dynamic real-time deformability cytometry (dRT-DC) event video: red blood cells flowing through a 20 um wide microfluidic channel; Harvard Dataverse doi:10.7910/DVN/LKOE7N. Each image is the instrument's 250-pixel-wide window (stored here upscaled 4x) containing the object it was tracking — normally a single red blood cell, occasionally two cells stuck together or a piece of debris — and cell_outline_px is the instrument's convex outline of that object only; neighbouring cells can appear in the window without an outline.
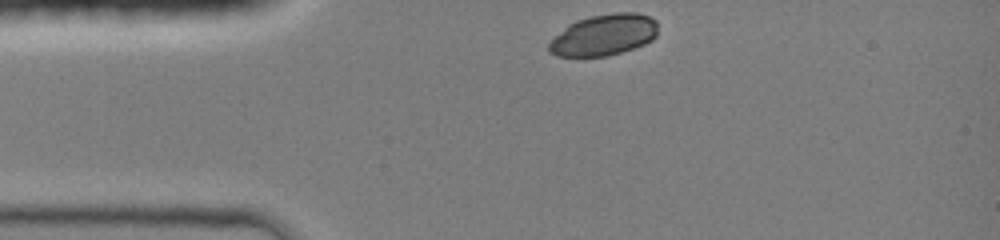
{"species": "common noctule bat (a hibernating species)", "species_latin": "Nyctalus noctula", "temperature_condition": "room temperature", "stored_images_in_passage": 23, "camera_frame_rate_fps": 3000, "um_per_image_px": 0.085, "animal": {"sex": "female", "body_mass_g": 19.0, "forearm_length_mm": 51.5}, "frame": {"image": 1, "passage_image": 1, "time_ms": 0.0, "image_size_px": [1000, 240], "cell_outline_px": [[656, 36], [652, 40], [644, 44], [608, 56], [556, 56], [548, 52], [548, 44], [568, 24], [576, 20], [592, 16], [616, 12], [636, 12], [648, 16], [656, 20]], "centroid_in_image_um": [51.32, 2.97], "position_along_channel_um": 33.7, "area_um2": 26.01}}
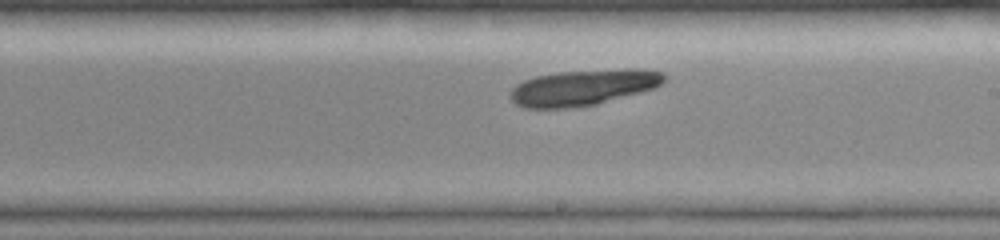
{"frame": {"image": 2, "passage_image": 13, "time_ms": 5.667, "image_size_px": [1000, 240], "cell_outline_px": [[664, 80], [656, 88], [596, 104], [568, 108], [524, 108], [516, 104], [508, 96], [508, 92], [516, 84], [524, 80], [536, 76], [560, 72], [628, 68], [636, 68], [664, 72]], "centroid_in_image_um": [49.55, 7.43], "position_along_channel_um": 239.5, "area_um2": 32.25}}
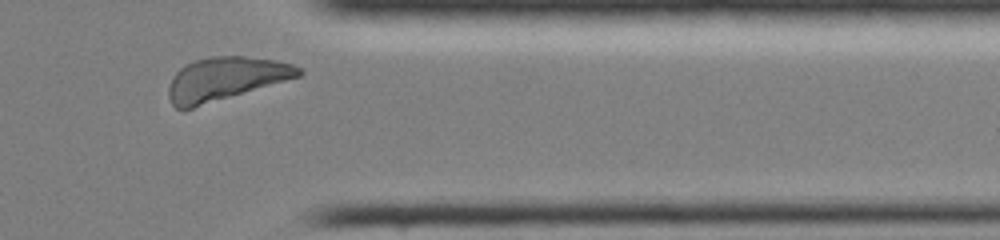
{"frame": {"image": 3, "passage_image": 22, "time_ms": 9.333, "image_size_px": [1000, 240], "cell_outline_px": [[304, 72], [300, 76], [192, 108], [176, 108], [172, 104], [168, 96], [168, 88], [172, 76], [184, 64], [192, 60], [208, 56], [244, 56], [276, 60], [292, 64], [300, 68]], "centroid_in_image_um": [19.13, 6.67], "position_along_channel_um": 392.3, "area_um2": 32.66}}